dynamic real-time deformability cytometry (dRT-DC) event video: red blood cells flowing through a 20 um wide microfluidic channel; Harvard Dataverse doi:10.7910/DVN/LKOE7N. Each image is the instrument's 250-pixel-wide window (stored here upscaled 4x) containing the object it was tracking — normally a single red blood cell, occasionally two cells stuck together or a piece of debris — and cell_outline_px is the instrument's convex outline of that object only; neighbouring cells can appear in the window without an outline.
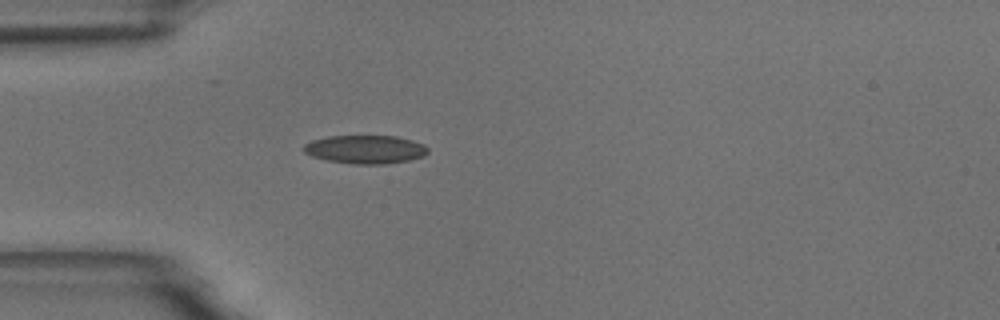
{"species": "common noctule bat (a hibernating species)", "species_latin": "Nyctalus noctula", "temperature_condition": "room temperature", "stored_images_in_passage": 40, "camera_frame_rate_fps": 3000, "um_per_image_px": 0.085, "animal": {"sex": "male", "body_mass_g": 18.8}, "frame": {"image": 1, "passage_image": 1, "time_ms": 0.0, "image_size_px": [1000, 320], "cell_outline_px": [[428, 152], [424, 156], [408, 160], [384, 164], [352, 164], [328, 160], [312, 156], [304, 152], [304, 144], [312, 140], [328, 136], [396, 136], [412, 140], [424, 144], [428, 148]], "centroid_in_image_um": [31.07, 12.69], "position_along_channel_um": 53.9, "area_um2": 20.52}}
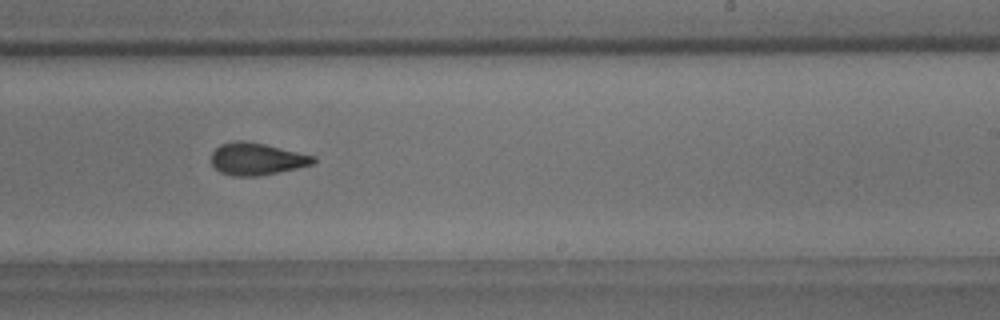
{"frame": {"image": 2, "passage_image": 19, "time_ms": 6.0, "image_size_px": [1000, 320], "cell_outline_px": [[316, 160], [312, 164], [296, 168], [260, 176], [232, 176], [220, 172], [212, 164], [212, 152], [220, 144], [232, 140], [248, 140], [316, 156]], "centroid_in_image_um": [21.8, 13.49], "position_along_channel_um": 267.2, "area_um2": 19.25}}
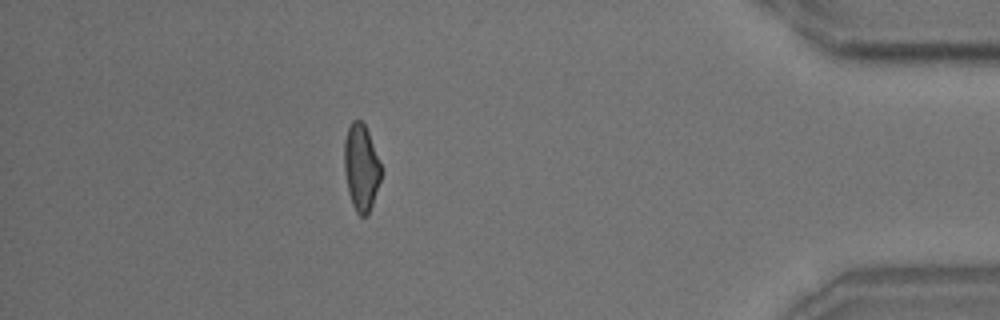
{"frame": {"image": 3, "passage_image": 34, "time_ms": 11.0, "image_size_px": [1000, 320], "cell_outline_px": [[384, 168], [368, 216], [360, 216], [356, 212], [352, 204], [348, 192], [344, 168], [344, 140], [348, 128], [352, 120], [360, 120], [364, 124], [368, 132]], "centroid_in_image_um": [30.71, 14.24], "position_along_channel_um": 404.5, "area_um2": 18.84}, "authors_computed_cell_mechanics": {"area_um2": 19.3052, "velocity_mm_per_s": 3.6565, "shape_relaxation_time_tau1_ms": 8.7357, "shape_relaxation_time_tau2_ms": 2.3511, "deformation_change_tau1": 0.1858, "deformation_change_tau2": 0.087}}